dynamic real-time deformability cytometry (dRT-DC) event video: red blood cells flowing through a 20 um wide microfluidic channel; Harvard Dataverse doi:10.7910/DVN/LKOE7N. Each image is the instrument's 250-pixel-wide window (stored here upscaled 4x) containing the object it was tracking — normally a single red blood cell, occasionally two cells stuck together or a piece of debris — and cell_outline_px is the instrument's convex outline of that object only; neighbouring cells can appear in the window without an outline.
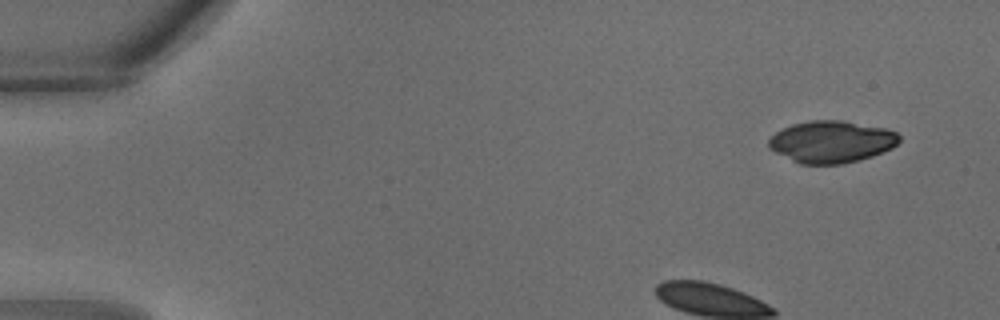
{"species": "common noctule bat (a hibernating species)", "species_latin": "Nyctalus noctula", "temperature_condition": "warm", "stored_images_in_passage": 30, "camera_frame_rate_fps": 3000, "um_per_image_px": 0.085, "animal": {"sex": "male", "body_mass_g": 18.8}, "frame": {"image": 1, "passage_image": 1, "time_ms": 0.0, "image_size_px": [1000, 320], "cell_outline_px": [[900, 140], [892, 148], [872, 156], [860, 160], [844, 164], [800, 164], [768, 148], [768, 140], [776, 132], [792, 124], [808, 120], [840, 120], [888, 128], [896, 132], [900, 136]], "centroid_in_image_um": [70.69, 12.04], "position_along_channel_um": 14.3, "area_um2": 32.02}}
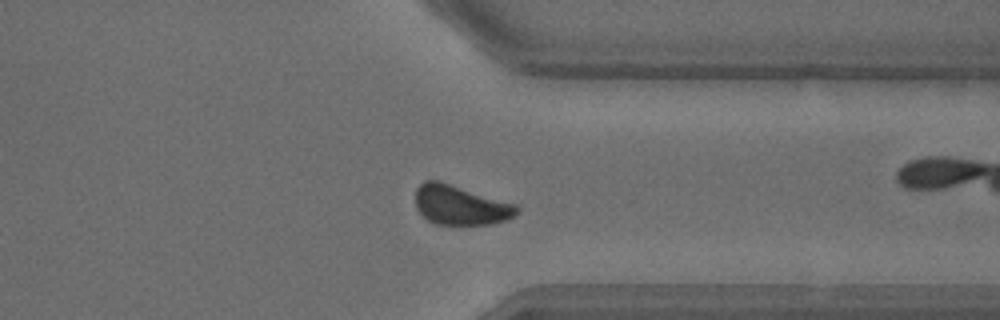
{"frame": {"image": 2, "passage_image": 22, "time_ms": 7.0, "image_size_px": [1000, 320], "cell_outline_px": [[520, 212], [504, 220], [492, 224], [436, 224], [428, 220], [416, 208], [416, 188], [424, 180], [440, 180], [516, 204], [520, 208]], "centroid_in_image_um": [39.13, 17.41], "position_along_channel_um": 372.3, "area_um2": 23.41}}